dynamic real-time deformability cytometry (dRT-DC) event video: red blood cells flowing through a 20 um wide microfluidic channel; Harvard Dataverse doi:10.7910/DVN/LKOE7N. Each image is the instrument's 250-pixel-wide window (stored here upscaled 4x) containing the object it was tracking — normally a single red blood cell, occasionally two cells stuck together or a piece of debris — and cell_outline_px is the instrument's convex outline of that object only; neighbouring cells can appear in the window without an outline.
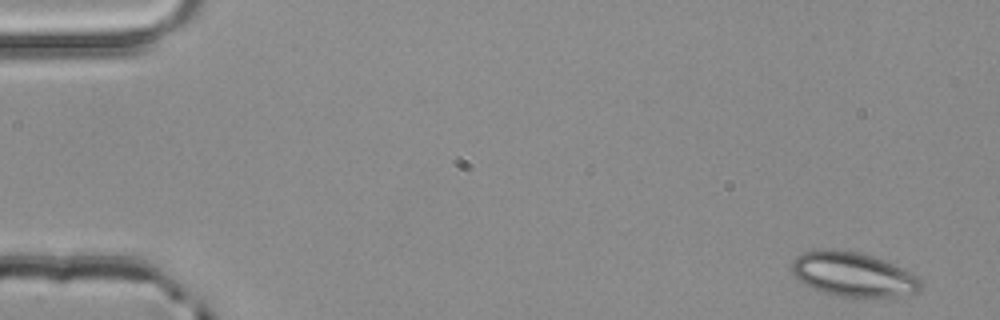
{"species": "common noctule bat (a hibernating species)", "species_latin": "Nyctalus noctula", "temperature_condition": "room temperature", "stored_images_in_passage": 4, "camera_frame_rate_fps": 3000, "um_per_image_px": 0.085, "animal": {"sex": "male", "body_mass_g": 20.4}, "frame": {"image": 1, "passage_image": 1, "time_ms": 0.0, "image_size_px": [1000, 320], "cell_outline_px": [[924, 288], [916, 292], [888, 300], [852, 300], [836, 296], [812, 288], [804, 284], [792, 272], [792, 260], [796, 256], [804, 252], [824, 248], [836, 248], [856, 252], [872, 256], [884, 260], [916, 276], [924, 284]], "centroid_in_image_um": [72.56, 23.39], "position_along_channel_um": 12.4, "area_um2": 34.62}}